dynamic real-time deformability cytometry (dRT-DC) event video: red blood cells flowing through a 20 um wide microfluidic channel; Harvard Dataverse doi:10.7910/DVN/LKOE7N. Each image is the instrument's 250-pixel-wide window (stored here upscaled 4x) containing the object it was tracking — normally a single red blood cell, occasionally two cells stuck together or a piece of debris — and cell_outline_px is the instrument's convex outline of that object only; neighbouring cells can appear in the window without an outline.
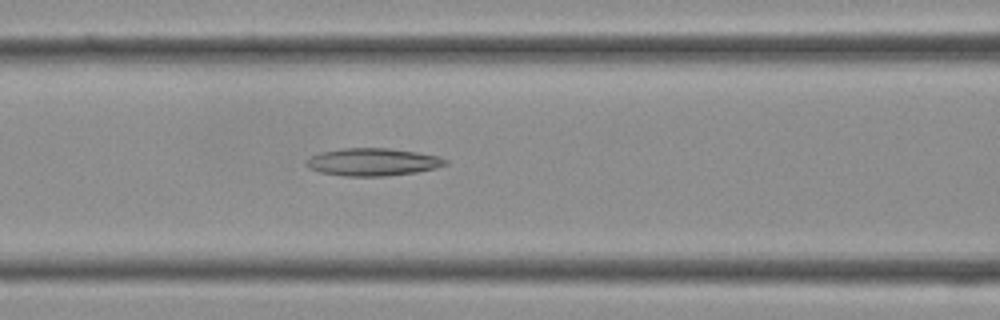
{"species": "Egyptian fruit bat (a non-hibernating species)", "species_latin": "Rousettus aegyptiacus", "temperature_condition": "cold", "stored_images_in_passage": 6, "camera_frame_rate_fps": 3000, "um_per_image_px": 0.085, "frame": {"image": 1, "passage_image": 5, "time_ms": 1.333, "image_size_px": [1000, 320], "cell_outline_px": [[448, 164], [436, 168], [416, 172], [384, 176], [344, 176], [320, 172], [308, 168], [304, 164], [312, 156], [320, 152], [344, 148], [388, 148], [416, 152], [440, 156], [448, 160]], "centroid_in_image_um": [31.7, 13.77], "position_along_channel_um": 134.9, "area_um2": 22.37}}